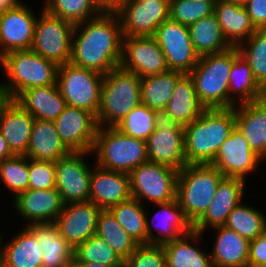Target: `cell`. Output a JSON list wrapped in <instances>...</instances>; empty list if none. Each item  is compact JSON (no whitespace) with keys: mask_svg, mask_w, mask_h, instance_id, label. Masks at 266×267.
I'll return each instance as SVG.
<instances>
[{"mask_svg":"<svg viewBox=\"0 0 266 267\" xmlns=\"http://www.w3.org/2000/svg\"><path fill=\"white\" fill-rule=\"evenodd\" d=\"M120 66L140 78L169 70L165 55L153 36H123Z\"/></svg>","mask_w":266,"mask_h":267,"instance_id":"cell-16","label":"cell"},{"mask_svg":"<svg viewBox=\"0 0 266 267\" xmlns=\"http://www.w3.org/2000/svg\"><path fill=\"white\" fill-rule=\"evenodd\" d=\"M0 267H3V260H2L1 252H0Z\"/></svg>","mask_w":266,"mask_h":267,"instance_id":"cell-58","label":"cell"},{"mask_svg":"<svg viewBox=\"0 0 266 267\" xmlns=\"http://www.w3.org/2000/svg\"><path fill=\"white\" fill-rule=\"evenodd\" d=\"M223 178L211 164H187L179 170L176 199L192 225L207 210Z\"/></svg>","mask_w":266,"mask_h":267,"instance_id":"cell-6","label":"cell"},{"mask_svg":"<svg viewBox=\"0 0 266 267\" xmlns=\"http://www.w3.org/2000/svg\"><path fill=\"white\" fill-rule=\"evenodd\" d=\"M34 117L10 100L0 114V133L14 155L27 154Z\"/></svg>","mask_w":266,"mask_h":267,"instance_id":"cell-24","label":"cell"},{"mask_svg":"<svg viewBox=\"0 0 266 267\" xmlns=\"http://www.w3.org/2000/svg\"><path fill=\"white\" fill-rule=\"evenodd\" d=\"M92 153L100 168L127 174L149 161L146 141L125 135L115 127H98Z\"/></svg>","mask_w":266,"mask_h":267,"instance_id":"cell-7","label":"cell"},{"mask_svg":"<svg viewBox=\"0 0 266 267\" xmlns=\"http://www.w3.org/2000/svg\"><path fill=\"white\" fill-rule=\"evenodd\" d=\"M37 17L23 2L0 15V57L10 51L30 50Z\"/></svg>","mask_w":266,"mask_h":267,"instance_id":"cell-19","label":"cell"},{"mask_svg":"<svg viewBox=\"0 0 266 267\" xmlns=\"http://www.w3.org/2000/svg\"><path fill=\"white\" fill-rule=\"evenodd\" d=\"M90 177V198L102 210L129 200L131 196L129 174L111 171L95 165Z\"/></svg>","mask_w":266,"mask_h":267,"instance_id":"cell-22","label":"cell"},{"mask_svg":"<svg viewBox=\"0 0 266 267\" xmlns=\"http://www.w3.org/2000/svg\"><path fill=\"white\" fill-rule=\"evenodd\" d=\"M22 1L18 0H0V12L10 10L12 8L18 7Z\"/></svg>","mask_w":266,"mask_h":267,"instance_id":"cell-52","label":"cell"},{"mask_svg":"<svg viewBox=\"0 0 266 267\" xmlns=\"http://www.w3.org/2000/svg\"><path fill=\"white\" fill-rule=\"evenodd\" d=\"M34 30L31 50L58 65L70 63L75 25L41 11Z\"/></svg>","mask_w":266,"mask_h":267,"instance_id":"cell-10","label":"cell"},{"mask_svg":"<svg viewBox=\"0 0 266 267\" xmlns=\"http://www.w3.org/2000/svg\"><path fill=\"white\" fill-rule=\"evenodd\" d=\"M153 37L165 55L169 70L189 74L198 63L199 55L194 50L188 26L169 18L158 26Z\"/></svg>","mask_w":266,"mask_h":267,"instance_id":"cell-11","label":"cell"},{"mask_svg":"<svg viewBox=\"0 0 266 267\" xmlns=\"http://www.w3.org/2000/svg\"><path fill=\"white\" fill-rule=\"evenodd\" d=\"M195 52L200 56L220 53L232 47L222 34L214 14L199 19L188 26Z\"/></svg>","mask_w":266,"mask_h":267,"instance_id":"cell-36","label":"cell"},{"mask_svg":"<svg viewBox=\"0 0 266 267\" xmlns=\"http://www.w3.org/2000/svg\"><path fill=\"white\" fill-rule=\"evenodd\" d=\"M266 263V231L249 244L248 267Z\"/></svg>","mask_w":266,"mask_h":267,"instance_id":"cell-48","label":"cell"},{"mask_svg":"<svg viewBox=\"0 0 266 267\" xmlns=\"http://www.w3.org/2000/svg\"><path fill=\"white\" fill-rule=\"evenodd\" d=\"M43 10L74 25L101 14L94 0H46Z\"/></svg>","mask_w":266,"mask_h":267,"instance_id":"cell-40","label":"cell"},{"mask_svg":"<svg viewBox=\"0 0 266 267\" xmlns=\"http://www.w3.org/2000/svg\"><path fill=\"white\" fill-rule=\"evenodd\" d=\"M72 262L124 265V260L97 234H94L74 249Z\"/></svg>","mask_w":266,"mask_h":267,"instance_id":"cell-43","label":"cell"},{"mask_svg":"<svg viewBox=\"0 0 266 267\" xmlns=\"http://www.w3.org/2000/svg\"><path fill=\"white\" fill-rule=\"evenodd\" d=\"M170 0H130L116 14L125 37L153 36L169 19Z\"/></svg>","mask_w":266,"mask_h":267,"instance_id":"cell-13","label":"cell"},{"mask_svg":"<svg viewBox=\"0 0 266 267\" xmlns=\"http://www.w3.org/2000/svg\"><path fill=\"white\" fill-rule=\"evenodd\" d=\"M10 100L11 99H10L8 93L0 84V114L3 110V108L9 103Z\"/></svg>","mask_w":266,"mask_h":267,"instance_id":"cell-54","label":"cell"},{"mask_svg":"<svg viewBox=\"0 0 266 267\" xmlns=\"http://www.w3.org/2000/svg\"><path fill=\"white\" fill-rule=\"evenodd\" d=\"M215 3L193 0H170L169 18L182 25L190 26L199 19L212 15Z\"/></svg>","mask_w":266,"mask_h":267,"instance_id":"cell-45","label":"cell"},{"mask_svg":"<svg viewBox=\"0 0 266 267\" xmlns=\"http://www.w3.org/2000/svg\"><path fill=\"white\" fill-rule=\"evenodd\" d=\"M18 214L31 224L54 223L63 210L64 202L56 188L27 189L14 196Z\"/></svg>","mask_w":266,"mask_h":267,"instance_id":"cell-21","label":"cell"},{"mask_svg":"<svg viewBox=\"0 0 266 267\" xmlns=\"http://www.w3.org/2000/svg\"><path fill=\"white\" fill-rule=\"evenodd\" d=\"M262 99L266 100V85L263 87V96Z\"/></svg>","mask_w":266,"mask_h":267,"instance_id":"cell-56","label":"cell"},{"mask_svg":"<svg viewBox=\"0 0 266 267\" xmlns=\"http://www.w3.org/2000/svg\"><path fill=\"white\" fill-rule=\"evenodd\" d=\"M183 73L168 70L164 73L141 78V104L162 114Z\"/></svg>","mask_w":266,"mask_h":267,"instance_id":"cell-37","label":"cell"},{"mask_svg":"<svg viewBox=\"0 0 266 267\" xmlns=\"http://www.w3.org/2000/svg\"><path fill=\"white\" fill-rule=\"evenodd\" d=\"M56 188L55 162L29 158L28 189Z\"/></svg>","mask_w":266,"mask_h":267,"instance_id":"cell-47","label":"cell"},{"mask_svg":"<svg viewBox=\"0 0 266 267\" xmlns=\"http://www.w3.org/2000/svg\"><path fill=\"white\" fill-rule=\"evenodd\" d=\"M124 267H167L163 246L140 244L124 261Z\"/></svg>","mask_w":266,"mask_h":267,"instance_id":"cell-46","label":"cell"},{"mask_svg":"<svg viewBox=\"0 0 266 267\" xmlns=\"http://www.w3.org/2000/svg\"><path fill=\"white\" fill-rule=\"evenodd\" d=\"M144 208L143 203L131 197L129 200L112 206L109 211L139 244L154 245L153 229Z\"/></svg>","mask_w":266,"mask_h":267,"instance_id":"cell-32","label":"cell"},{"mask_svg":"<svg viewBox=\"0 0 266 267\" xmlns=\"http://www.w3.org/2000/svg\"><path fill=\"white\" fill-rule=\"evenodd\" d=\"M40 244L42 267H71L74 248L60 235L54 223L26 226Z\"/></svg>","mask_w":266,"mask_h":267,"instance_id":"cell-27","label":"cell"},{"mask_svg":"<svg viewBox=\"0 0 266 267\" xmlns=\"http://www.w3.org/2000/svg\"><path fill=\"white\" fill-rule=\"evenodd\" d=\"M224 226L251 241L266 231V216L258 209L242 204L241 201L229 213Z\"/></svg>","mask_w":266,"mask_h":267,"instance_id":"cell-39","label":"cell"},{"mask_svg":"<svg viewBox=\"0 0 266 267\" xmlns=\"http://www.w3.org/2000/svg\"><path fill=\"white\" fill-rule=\"evenodd\" d=\"M206 107L199 101L190 74H183L176 83L161 118L186 126L199 117Z\"/></svg>","mask_w":266,"mask_h":267,"instance_id":"cell-23","label":"cell"},{"mask_svg":"<svg viewBox=\"0 0 266 267\" xmlns=\"http://www.w3.org/2000/svg\"><path fill=\"white\" fill-rule=\"evenodd\" d=\"M200 236V232L192 230L189 234L162 245L167 267H214L210 252L206 253L191 244L192 241L197 243Z\"/></svg>","mask_w":266,"mask_h":267,"instance_id":"cell-34","label":"cell"},{"mask_svg":"<svg viewBox=\"0 0 266 267\" xmlns=\"http://www.w3.org/2000/svg\"><path fill=\"white\" fill-rule=\"evenodd\" d=\"M71 152L62 143L53 121L35 119L26 156L57 162Z\"/></svg>","mask_w":266,"mask_h":267,"instance_id":"cell-31","label":"cell"},{"mask_svg":"<svg viewBox=\"0 0 266 267\" xmlns=\"http://www.w3.org/2000/svg\"><path fill=\"white\" fill-rule=\"evenodd\" d=\"M14 101L42 121L56 120L67 106L57 84L24 90Z\"/></svg>","mask_w":266,"mask_h":267,"instance_id":"cell-26","label":"cell"},{"mask_svg":"<svg viewBox=\"0 0 266 267\" xmlns=\"http://www.w3.org/2000/svg\"><path fill=\"white\" fill-rule=\"evenodd\" d=\"M71 267H124V265H104L102 263L72 262Z\"/></svg>","mask_w":266,"mask_h":267,"instance_id":"cell-53","label":"cell"},{"mask_svg":"<svg viewBox=\"0 0 266 267\" xmlns=\"http://www.w3.org/2000/svg\"><path fill=\"white\" fill-rule=\"evenodd\" d=\"M263 88L255 80L252 69L239 54L234 60L229 76V108L262 99Z\"/></svg>","mask_w":266,"mask_h":267,"instance_id":"cell-35","label":"cell"},{"mask_svg":"<svg viewBox=\"0 0 266 267\" xmlns=\"http://www.w3.org/2000/svg\"><path fill=\"white\" fill-rule=\"evenodd\" d=\"M1 240L2 237L0 252L3 267H42L43 252L40 244L26 226L5 245L1 244Z\"/></svg>","mask_w":266,"mask_h":267,"instance_id":"cell-30","label":"cell"},{"mask_svg":"<svg viewBox=\"0 0 266 267\" xmlns=\"http://www.w3.org/2000/svg\"><path fill=\"white\" fill-rule=\"evenodd\" d=\"M53 122L62 143L70 152H92L98 129L93 113L67 105Z\"/></svg>","mask_w":266,"mask_h":267,"instance_id":"cell-15","label":"cell"},{"mask_svg":"<svg viewBox=\"0 0 266 267\" xmlns=\"http://www.w3.org/2000/svg\"><path fill=\"white\" fill-rule=\"evenodd\" d=\"M234 108L236 127L243 134L250 149L265 160L266 100L238 104Z\"/></svg>","mask_w":266,"mask_h":267,"instance_id":"cell-25","label":"cell"},{"mask_svg":"<svg viewBox=\"0 0 266 267\" xmlns=\"http://www.w3.org/2000/svg\"><path fill=\"white\" fill-rule=\"evenodd\" d=\"M161 114L146 105L140 104L132 109L116 126L120 132L136 139L146 141L157 127Z\"/></svg>","mask_w":266,"mask_h":267,"instance_id":"cell-41","label":"cell"},{"mask_svg":"<svg viewBox=\"0 0 266 267\" xmlns=\"http://www.w3.org/2000/svg\"><path fill=\"white\" fill-rule=\"evenodd\" d=\"M193 1L217 2V0H193Z\"/></svg>","mask_w":266,"mask_h":267,"instance_id":"cell-57","label":"cell"},{"mask_svg":"<svg viewBox=\"0 0 266 267\" xmlns=\"http://www.w3.org/2000/svg\"><path fill=\"white\" fill-rule=\"evenodd\" d=\"M1 65L8 81L0 84L11 100H15L24 90L57 84L59 65L31 49L4 54L0 57Z\"/></svg>","mask_w":266,"mask_h":267,"instance_id":"cell-4","label":"cell"},{"mask_svg":"<svg viewBox=\"0 0 266 267\" xmlns=\"http://www.w3.org/2000/svg\"><path fill=\"white\" fill-rule=\"evenodd\" d=\"M155 205L161 209L152 218L153 223L155 220L156 224H154V228L159 231V234L154 236V245H164L172 242L193 230L192 223L184 215L177 199Z\"/></svg>","mask_w":266,"mask_h":267,"instance_id":"cell-33","label":"cell"},{"mask_svg":"<svg viewBox=\"0 0 266 267\" xmlns=\"http://www.w3.org/2000/svg\"><path fill=\"white\" fill-rule=\"evenodd\" d=\"M245 41L237 48L251 67L255 80L263 88L266 85V29H257Z\"/></svg>","mask_w":266,"mask_h":267,"instance_id":"cell-42","label":"cell"},{"mask_svg":"<svg viewBox=\"0 0 266 267\" xmlns=\"http://www.w3.org/2000/svg\"><path fill=\"white\" fill-rule=\"evenodd\" d=\"M213 14L220 24L223 36L231 46L240 45L257 30L243 5L217 0Z\"/></svg>","mask_w":266,"mask_h":267,"instance_id":"cell-28","label":"cell"},{"mask_svg":"<svg viewBox=\"0 0 266 267\" xmlns=\"http://www.w3.org/2000/svg\"><path fill=\"white\" fill-rule=\"evenodd\" d=\"M262 160L250 149L243 134L235 126L218 149L211 165L215 166L224 177L246 181L247 174L254 171Z\"/></svg>","mask_w":266,"mask_h":267,"instance_id":"cell-17","label":"cell"},{"mask_svg":"<svg viewBox=\"0 0 266 267\" xmlns=\"http://www.w3.org/2000/svg\"><path fill=\"white\" fill-rule=\"evenodd\" d=\"M12 156H14V154L11 152L7 142L0 133V161Z\"/></svg>","mask_w":266,"mask_h":267,"instance_id":"cell-51","label":"cell"},{"mask_svg":"<svg viewBox=\"0 0 266 267\" xmlns=\"http://www.w3.org/2000/svg\"><path fill=\"white\" fill-rule=\"evenodd\" d=\"M0 181L10 189L14 196L28 189L29 158L14 155L0 161Z\"/></svg>","mask_w":266,"mask_h":267,"instance_id":"cell-44","label":"cell"},{"mask_svg":"<svg viewBox=\"0 0 266 267\" xmlns=\"http://www.w3.org/2000/svg\"><path fill=\"white\" fill-rule=\"evenodd\" d=\"M218 232L210 253L214 267H248L250 241L225 226L213 228Z\"/></svg>","mask_w":266,"mask_h":267,"instance_id":"cell-29","label":"cell"},{"mask_svg":"<svg viewBox=\"0 0 266 267\" xmlns=\"http://www.w3.org/2000/svg\"><path fill=\"white\" fill-rule=\"evenodd\" d=\"M245 180L224 177L205 213L193 224V230L205 233L206 228L224 226L229 213L242 201Z\"/></svg>","mask_w":266,"mask_h":267,"instance_id":"cell-20","label":"cell"},{"mask_svg":"<svg viewBox=\"0 0 266 267\" xmlns=\"http://www.w3.org/2000/svg\"><path fill=\"white\" fill-rule=\"evenodd\" d=\"M235 126L234 107L206 109L193 122L184 126L187 164H211Z\"/></svg>","mask_w":266,"mask_h":267,"instance_id":"cell-2","label":"cell"},{"mask_svg":"<svg viewBox=\"0 0 266 267\" xmlns=\"http://www.w3.org/2000/svg\"><path fill=\"white\" fill-rule=\"evenodd\" d=\"M184 142V126L161 118L146 140L149 162L181 170L187 165Z\"/></svg>","mask_w":266,"mask_h":267,"instance_id":"cell-14","label":"cell"},{"mask_svg":"<svg viewBox=\"0 0 266 267\" xmlns=\"http://www.w3.org/2000/svg\"><path fill=\"white\" fill-rule=\"evenodd\" d=\"M96 234L125 261L140 245L131 237L109 210H101L98 215Z\"/></svg>","mask_w":266,"mask_h":267,"instance_id":"cell-38","label":"cell"},{"mask_svg":"<svg viewBox=\"0 0 266 267\" xmlns=\"http://www.w3.org/2000/svg\"><path fill=\"white\" fill-rule=\"evenodd\" d=\"M254 267H266V263L265 264H259V265H256Z\"/></svg>","mask_w":266,"mask_h":267,"instance_id":"cell-59","label":"cell"},{"mask_svg":"<svg viewBox=\"0 0 266 267\" xmlns=\"http://www.w3.org/2000/svg\"><path fill=\"white\" fill-rule=\"evenodd\" d=\"M256 29H266V0H249L245 5Z\"/></svg>","mask_w":266,"mask_h":267,"instance_id":"cell-49","label":"cell"},{"mask_svg":"<svg viewBox=\"0 0 266 267\" xmlns=\"http://www.w3.org/2000/svg\"><path fill=\"white\" fill-rule=\"evenodd\" d=\"M226 1L233 2V3H236L238 5L244 6L249 0H226Z\"/></svg>","mask_w":266,"mask_h":267,"instance_id":"cell-55","label":"cell"},{"mask_svg":"<svg viewBox=\"0 0 266 267\" xmlns=\"http://www.w3.org/2000/svg\"><path fill=\"white\" fill-rule=\"evenodd\" d=\"M122 47L123 33L118 15L101 13L75 25L70 63L105 75L120 66Z\"/></svg>","mask_w":266,"mask_h":267,"instance_id":"cell-1","label":"cell"},{"mask_svg":"<svg viewBox=\"0 0 266 267\" xmlns=\"http://www.w3.org/2000/svg\"><path fill=\"white\" fill-rule=\"evenodd\" d=\"M101 13L116 14L130 0H94Z\"/></svg>","mask_w":266,"mask_h":267,"instance_id":"cell-50","label":"cell"},{"mask_svg":"<svg viewBox=\"0 0 266 267\" xmlns=\"http://www.w3.org/2000/svg\"><path fill=\"white\" fill-rule=\"evenodd\" d=\"M141 104V78L118 66L104 75L98 127L116 126L133 108ZM105 124V125H104Z\"/></svg>","mask_w":266,"mask_h":267,"instance_id":"cell-3","label":"cell"},{"mask_svg":"<svg viewBox=\"0 0 266 267\" xmlns=\"http://www.w3.org/2000/svg\"><path fill=\"white\" fill-rule=\"evenodd\" d=\"M101 210L91 201L64 204L54 224L60 235L75 249L96 234Z\"/></svg>","mask_w":266,"mask_h":267,"instance_id":"cell-18","label":"cell"},{"mask_svg":"<svg viewBox=\"0 0 266 267\" xmlns=\"http://www.w3.org/2000/svg\"><path fill=\"white\" fill-rule=\"evenodd\" d=\"M178 173L179 170L172 167L149 161L139 165L129 173L132 198L154 204L175 200Z\"/></svg>","mask_w":266,"mask_h":267,"instance_id":"cell-9","label":"cell"},{"mask_svg":"<svg viewBox=\"0 0 266 267\" xmlns=\"http://www.w3.org/2000/svg\"><path fill=\"white\" fill-rule=\"evenodd\" d=\"M104 75L71 63L59 65L57 85L67 105L97 116Z\"/></svg>","mask_w":266,"mask_h":267,"instance_id":"cell-8","label":"cell"},{"mask_svg":"<svg viewBox=\"0 0 266 267\" xmlns=\"http://www.w3.org/2000/svg\"><path fill=\"white\" fill-rule=\"evenodd\" d=\"M92 152H71L55 162L56 189L63 202H88L90 198V177L92 169L84 157Z\"/></svg>","mask_w":266,"mask_h":267,"instance_id":"cell-12","label":"cell"},{"mask_svg":"<svg viewBox=\"0 0 266 267\" xmlns=\"http://www.w3.org/2000/svg\"><path fill=\"white\" fill-rule=\"evenodd\" d=\"M237 46L200 56L189 73L199 101L206 109L229 108V76L233 60L239 55Z\"/></svg>","mask_w":266,"mask_h":267,"instance_id":"cell-5","label":"cell"}]
</instances>
